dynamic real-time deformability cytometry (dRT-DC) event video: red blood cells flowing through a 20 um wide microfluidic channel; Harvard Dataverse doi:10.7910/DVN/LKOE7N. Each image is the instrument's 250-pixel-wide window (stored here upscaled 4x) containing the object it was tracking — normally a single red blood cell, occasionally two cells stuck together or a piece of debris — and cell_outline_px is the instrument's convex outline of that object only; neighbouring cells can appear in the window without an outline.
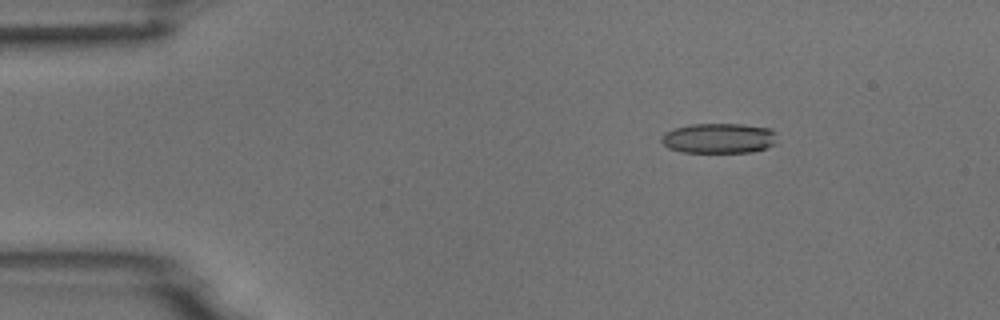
{"species": "common noctule bat (a hibernating species)", "species_latin": "Nyctalus noctula", "temperature_condition": "room temperature", "stored_images_in_passage": 5, "camera_frame_rate_fps": 3000, "um_per_image_px": 0.085, "animal": {"sex": "male", "body_mass_g": 18.8}, "frame": {"image": 1, "passage_image": 3, "time_ms": 0.667, "image_size_px": [1000, 320], "cell_outline_px": [[776, 144], [752, 152], [680, 152], [668, 148], [660, 140], [660, 136], [664, 132], [676, 128], [692, 124], [744, 124], [772, 128], [776, 132]], "centroid_in_image_um": [61.12, 11.75], "position_along_channel_um": 23.9, "area_um2": 20.52}}